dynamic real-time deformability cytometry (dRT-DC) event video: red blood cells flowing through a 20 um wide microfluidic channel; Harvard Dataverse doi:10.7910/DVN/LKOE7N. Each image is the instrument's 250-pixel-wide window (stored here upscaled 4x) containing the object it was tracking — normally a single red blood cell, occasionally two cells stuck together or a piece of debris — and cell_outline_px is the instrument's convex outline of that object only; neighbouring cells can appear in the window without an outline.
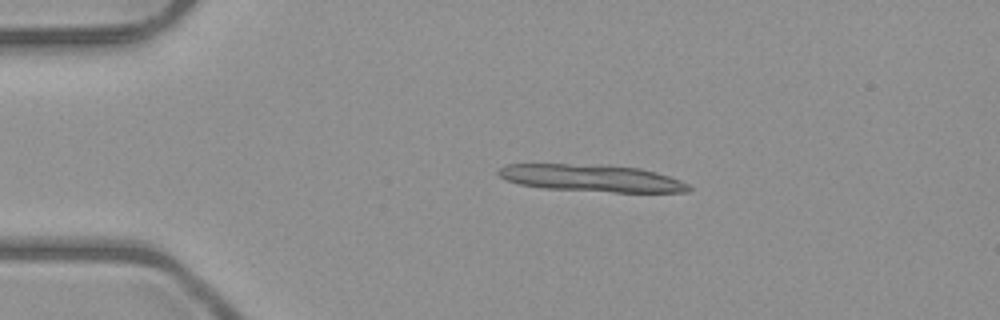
{"species": "common noctule bat (a hibernating species)", "species_latin": "Nyctalus noctula", "temperature_condition": "room temperature", "stored_images_in_passage": 5, "camera_frame_rate_fps": 3000, "um_per_image_px": 0.085, "animal": {"sex": "male", "body_mass_g": 23.1, "forearm_length_mm": 52.7}, "frame": {"image": 1, "passage_image": 3, "time_ms": 2.333, "image_size_px": [1000, 320], "cell_outline_px": [[692, 188], [688, 192], [616, 192], [544, 188], [520, 184], [508, 180], [500, 176], [496, 172], [500, 168], [508, 164], [608, 164], [640, 168], [656, 172], [680, 180], [688, 184]], "centroid_in_image_um": [50.32, 15.13], "position_along_channel_um": 34.7, "area_um2": 30.11}}
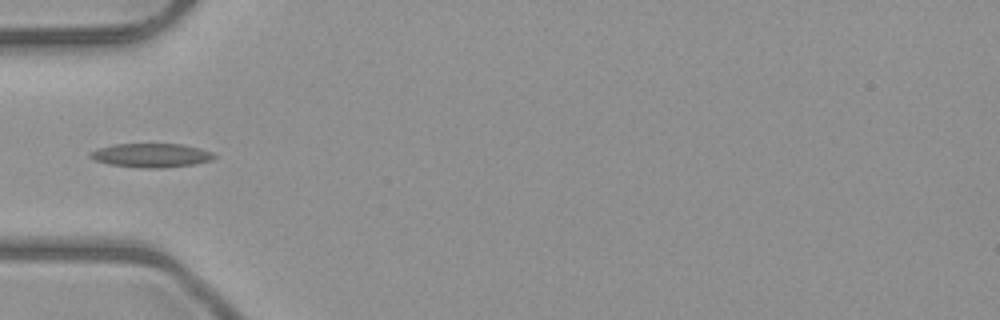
{"frame": {"image": 2, "passage_image": 5, "time_ms": 4.667, "image_size_px": [1000, 320], "cell_outline_px": [[216, 156], [212, 160], [196, 164], [164, 168], [140, 168], [108, 164], [96, 160], [88, 156], [88, 152], [96, 148], [116, 144], [180, 144], [200, 148], [212, 152]], "centroid_in_image_um": [12.84, 13.21], "position_along_channel_um": 72.2, "area_um2": 17.46}}